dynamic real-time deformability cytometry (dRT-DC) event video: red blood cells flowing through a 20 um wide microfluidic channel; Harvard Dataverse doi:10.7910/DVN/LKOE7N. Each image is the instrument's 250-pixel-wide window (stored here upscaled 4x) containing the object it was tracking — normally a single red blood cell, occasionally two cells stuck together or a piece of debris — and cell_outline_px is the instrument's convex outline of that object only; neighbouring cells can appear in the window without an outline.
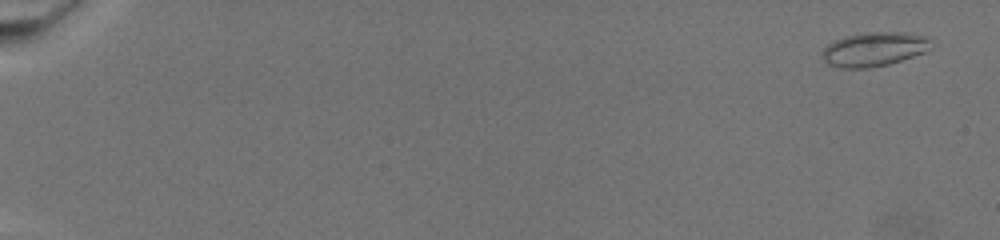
{"species": "common noctule bat (a hibernating species)", "species_latin": "Nyctalus noctula", "temperature_condition": "warm", "stored_images_in_passage": 74, "camera_frame_rate_fps": 3000, "um_per_image_px": 0.085, "animal": {"sex": "female", "body_mass_g": 19.5, "forearm_length_mm": 54.1}, "frame": {"image": 1, "passage_image": 4, "time_ms": 1.0, "image_size_px": [1000, 240], "cell_outline_px": [[932, 48], [924, 52], [888, 64], [868, 68], [840, 68], [828, 64], [820, 56], [820, 52], [828, 44], [844, 36], [868, 32], [908, 32], [928, 36]], "centroid_in_image_um": [74.28, 4.17], "position_along_channel_um": 10.7, "area_um2": 21.79}}
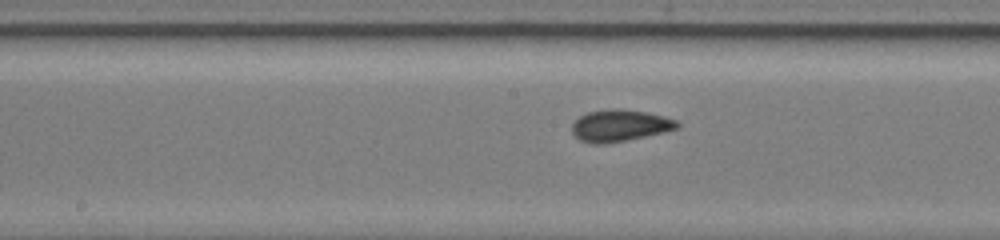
{"frame": {"image": 2, "passage_image": 43, "time_ms": 14.0, "image_size_px": [1000, 240], "cell_outline_px": [[680, 128], [644, 136], [604, 144], [592, 144], [580, 140], [572, 132], [572, 124], [580, 116], [588, 112], [616, 108], [620, 108], [648, 112], [664, 116], [676, 120], [680, 124]], "centroid_in_image_um": [52.69, 10.66], "position_along_channel_um": 195.5, "area_um2": 19.36}}
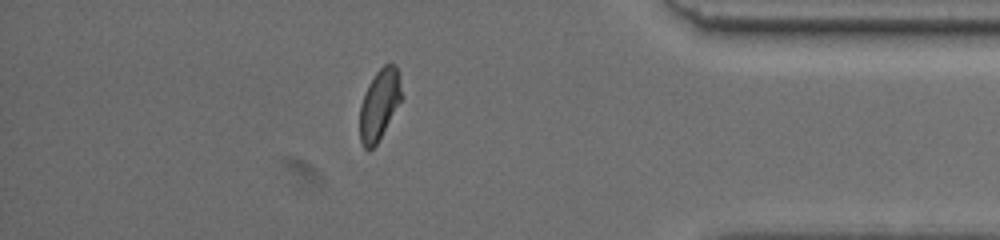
{"frame": {"image": 3, "passage_image": 66, "time_ms": 21.667, "image_size_px": [1000, 240], "cell_outline_px": [[400, 100], [376, 144], [368, 152], [364, 148], [360, 140], [360, 104], [368, 84], [376, 72], [384, 64], [392, 64], [396, 68], [400, 92]], "centroid_in_image_um": [32.18, 8.92], "position_along_channel_um": 403.0, "area_um2": 16.42}}